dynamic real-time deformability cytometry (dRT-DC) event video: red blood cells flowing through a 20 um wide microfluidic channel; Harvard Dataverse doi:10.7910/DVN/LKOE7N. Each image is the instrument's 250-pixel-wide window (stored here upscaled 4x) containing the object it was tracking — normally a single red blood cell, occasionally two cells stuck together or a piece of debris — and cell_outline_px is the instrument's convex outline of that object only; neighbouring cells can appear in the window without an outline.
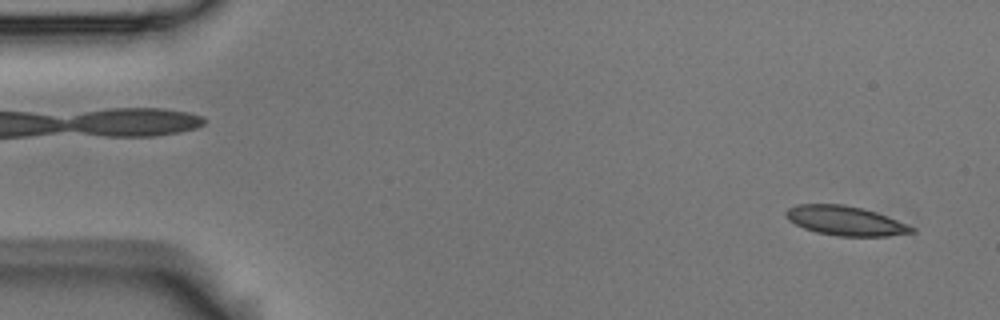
{"species": "Egyptian fruit bat (a non-hibernating species)", "species_latin": "Rousettus aegyptiacus", "temperature_condition": "room temperature", "stored_images_in_passage": 52, "camera_frame_rate_fps": 3000, "um_per_image_px": 0.085, "animal": {"sex": "male"}, "frame": {"image": 1, "passage_image": 2, "time_ms": 0.333, "image_size_px": [1000, 320], "cell_outline_px": [[916, 232], [888, 236], [840, 236], [816, 232], [804, 228], [788, 220], [784, 212], [788, 208], [796, 204], [844, 204], [876, 212], [916, 228]], "centroid_in_image_um": [71.84, 18.76], "position_along_channel_um": 13.2, "area_um2": 21.44}}
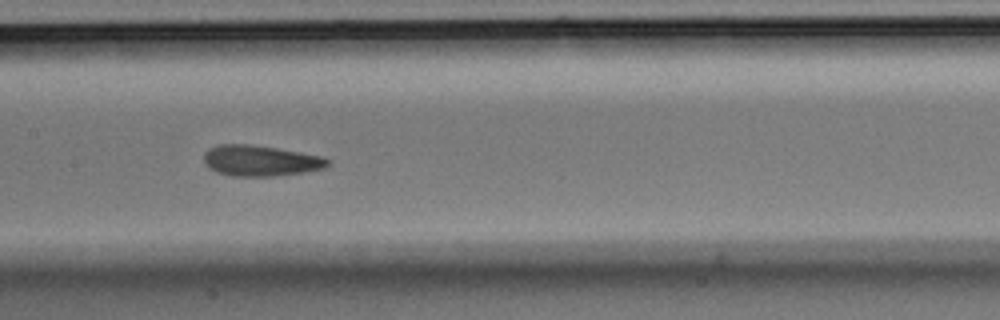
{"frame": {"image": 2, "passage_image": 25, "time_ms": 8.0, "image_size_px": [1000, 320], "cell_outline_px": [[332, 164], [324, 168], [304, 172], [272, 176], [232, 176], [216, 172], [208, 168], [204, 164], [204, 152], [208, 148], [220, 144], [248, 144], [276, 148], [300, 152], [320, 156], [332, 160]], "centroid_in_image_um": [22.12, 13.66], "position_along_channel_um": 185.3, "area_um2": 22.37}}
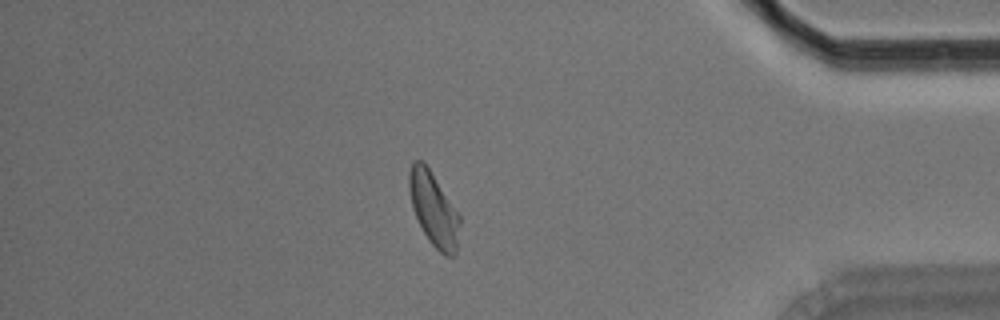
{"frame": {"image": 3, "passage_image": 45, "time_ms": 14.667, "image_size_px": [1000, 320], "cell_outline_px": [[460, 224], [456, 256], [444, 256], [428, 240], [412, 208], [408, 188], [408, 172], [412, 160], [420, 160], [428, 168], [460, 216]], "centroid_in_image_um": [36.85, 17.8], "position_along_channel_um": 398.4, "area_um2": 21.5}, "authors_computed_cell_mechanics": {"area_um2": 21.675, "velocity_mm_per_s": 3.7202, "shape_relaxation_time_tau1_ms": 11.0187, "shape_relaxation_time_tau2_ms": 2.3025, "deformation_change_tau1": 0.201, "deformation_change_tau2": 0.0998}}